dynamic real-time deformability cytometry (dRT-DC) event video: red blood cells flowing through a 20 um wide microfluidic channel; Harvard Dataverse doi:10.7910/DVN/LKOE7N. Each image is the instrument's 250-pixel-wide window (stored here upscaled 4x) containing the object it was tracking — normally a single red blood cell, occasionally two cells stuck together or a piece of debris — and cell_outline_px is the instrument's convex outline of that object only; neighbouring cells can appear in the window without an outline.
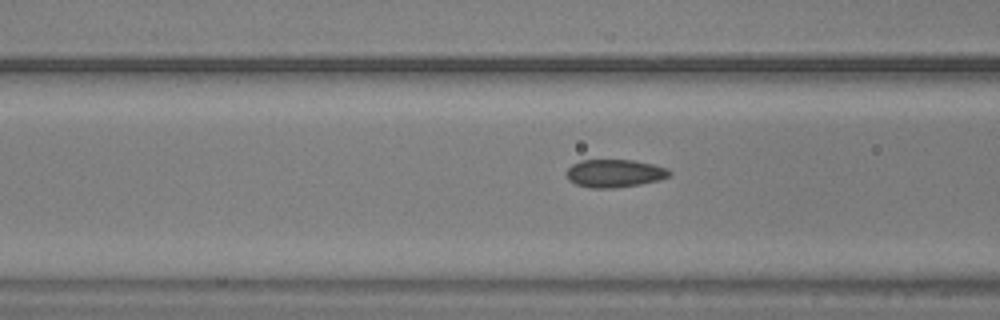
{"species": "common noctule bat (a hibernating species)", "species_latin": "Nyctalus noctula", "temperature_condition": "warm", "stored_images_in_passage": 17, "camera_frame_rate_fps": 3000, "um_per_image_px": 0.085, "animal": {"sex": "male", "body_mass_g": 20.5, "forearm_length_mm": 52.5}, "frame": {"image": 1, "passage_image": 15, "time_ms": 4.667, "image_size_px": [1000, 320], "cell_outline_px": [[672, 172], [668, 176], [660, 180], [640, 184], [616, 188], [592, 188], [576, 184], [568, 180], [564, 172], [572, 164], [580, 160], [632, 160], [652, 164], [668, 168]], "centroid_in_image_um": [52.21, 14.73], "position_along_channel_um": 114.4, "area_um2": 16.88}}